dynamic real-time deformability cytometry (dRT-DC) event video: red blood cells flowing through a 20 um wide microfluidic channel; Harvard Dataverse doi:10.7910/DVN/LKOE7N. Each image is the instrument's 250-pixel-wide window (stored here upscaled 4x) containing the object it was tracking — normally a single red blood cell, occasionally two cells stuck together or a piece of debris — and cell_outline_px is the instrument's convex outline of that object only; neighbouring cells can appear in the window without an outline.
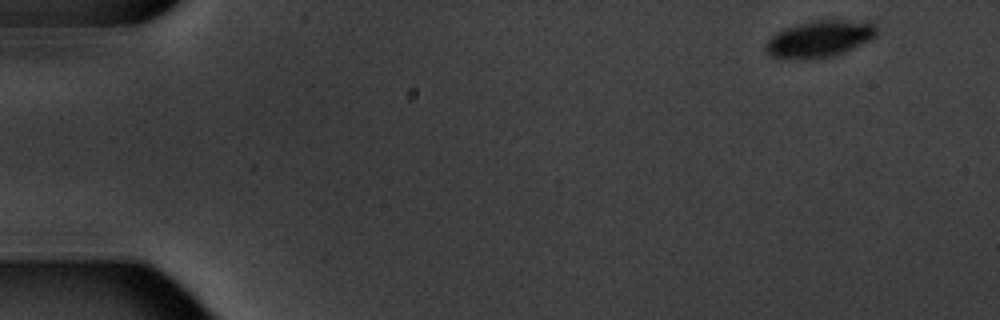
{"species": "common noctule bat (a hibernating species)", "species_latin": "Nyctalus noctula", "temperature_condition": "warm", "stored_images_in_passage": 6, "camera_frame_rate_fps": 3000, "um_per_image_px": 0.085, "animal": {"sex": "male", "body_mass_g": 20.1, "forearm_length_mm": 53.5}, "frame": {"image": 1, "passage_image": 1, "time_ms": 0.0, "image_size_px": [1000, 320], "cell_outline_px": [[876, 36], [844, 52], [832, 56], [772, 56], [764, 48], [764, 44], [776, 32], [812, 20], [868, 20], [876, 28]], "centroid_in_image_um": [69.72, 3.24], "position_along_channel_um": 15.3, "area_um2": 22.6}}
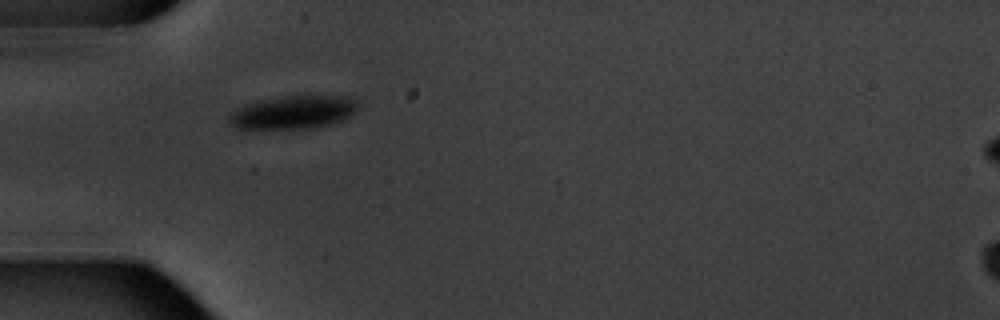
{"frame": {"image": 2, "passage_image": 5, "time_ms": 4.667, "image_size_px": [1000, 320], "cell_outline_px": [[360, 104], [356, 112], [332, 124], [308, 128], [236, 128], [228, 120], [228, 116], [232, 112], [248, 104], [264, 100], [284, 96], [308, 92], [352, 96]], "centroid_in_image_um": [25.07, 9.48], "position_along_channel_um": 59.9, "area_um2": 25.49}}